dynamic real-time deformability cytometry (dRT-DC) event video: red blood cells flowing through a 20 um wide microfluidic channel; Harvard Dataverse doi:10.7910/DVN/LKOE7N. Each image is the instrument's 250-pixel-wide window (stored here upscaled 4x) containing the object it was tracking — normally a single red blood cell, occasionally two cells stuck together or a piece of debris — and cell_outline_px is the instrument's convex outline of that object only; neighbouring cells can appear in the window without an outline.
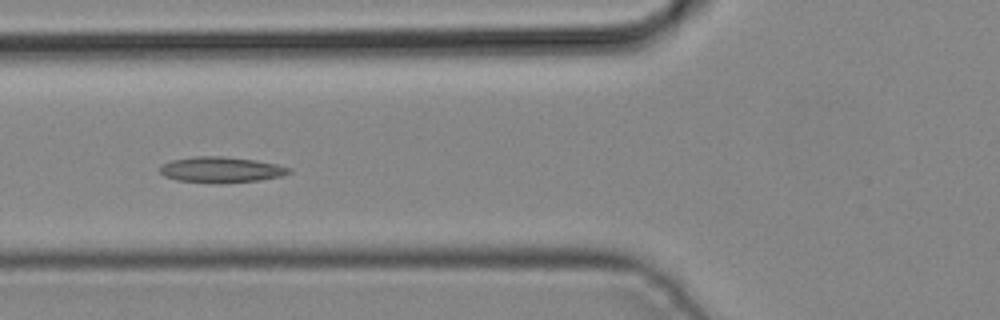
{"species": "common noctule bat (a hibernating species)", "species_latin": "Nyctalus noctula", "temperature_condition": "cold", "stored_images_in_passage": 5, "camera_frame_rate_fps": 3000, "um_per_image_px": 0.085, "animal": {"sex": "male", "body_mass_g": 19.2, "forearm_length_mm": 51.8}, "frame": {"image": 1, "passage_image": 5, "time_ms": 1.333, "image_size_px": [1000, 320], "cell_outline_px": [[292, 172], [280, 176], [260, 180], [220, 184], [212, 184], [176, 180], [164, 176], [160, 172], [160, 164], [172, 160], [196, 156], [224, 156], [256, 160], [276, 164], [292, 168]], "centroid_in_image_um": [18.78, 14.43], "position_along_channel_um": 107.0, "area_um2": 19.71}}